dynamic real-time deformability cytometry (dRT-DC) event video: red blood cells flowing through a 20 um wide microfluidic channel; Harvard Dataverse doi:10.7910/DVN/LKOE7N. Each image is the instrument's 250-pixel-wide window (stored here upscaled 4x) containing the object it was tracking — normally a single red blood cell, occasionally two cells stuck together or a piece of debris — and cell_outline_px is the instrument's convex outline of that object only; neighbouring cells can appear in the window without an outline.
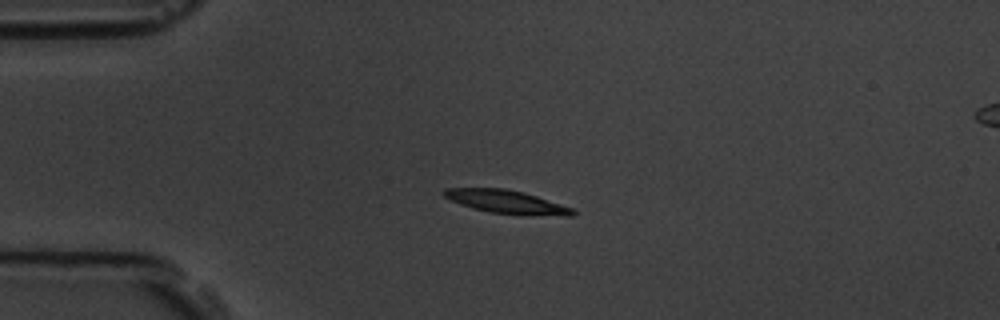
{"species": "common noctule bat (a hibernating species)", "species_latin": "Nyctalus noctula", "temperature_condition": "room temperature", "stored_images_in_passage": 3, "segment_of_instrument_passage": [1, 2], "camera_frame_rate_fps": 3000, "um_per_image_px": 0.085, "animal": {"sex": "male", "body_mass_g": 19.5, "forearm_length_mm": 54.6}, "frame": {"image": 1, "passage_image": 1, "time_ms": 0.0, "image_size_px": [1000, 320], "cell_outline_px": [[576, 212], [572, 216], [520, 216], [492, 212], [472, 208], [460, 204], [444, 196], [440, 192], [444, 188], [504, 188], [524, 192], [572, 208]], "centroid_in_image_um": [43.07, 17.17], "position_along_channel_um": 41.9, "area_um2": 17.69}}